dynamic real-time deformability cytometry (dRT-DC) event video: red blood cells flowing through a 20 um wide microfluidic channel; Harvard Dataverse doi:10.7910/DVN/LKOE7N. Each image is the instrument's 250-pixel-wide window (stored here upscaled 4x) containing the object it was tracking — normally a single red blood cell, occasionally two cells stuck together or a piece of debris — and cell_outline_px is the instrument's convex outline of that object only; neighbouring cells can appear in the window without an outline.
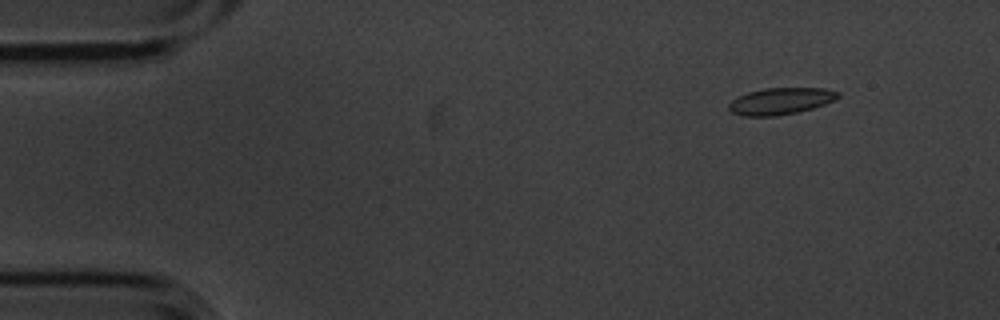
{"species": "common noctule bat (a hibernating species)", "species_latin": "Nyctalus noctula", "temperature_condition": "cold", "stored_images_in_passage": 5, "camera_frame_rate_fps": 3000, "um_per_image_px": 0.085, "animal": {"sex": "male", "body_mass_g": 20.1, "forearm_length_mm": 53.5}, "frame": {"image": 1, "passage_image": 2, "time_ms": 0.333, "image_size_px": [1000, 320], "cell_outline_px": [[840, 96], [836, 100], [812, 108], [796, 112], [776, 116], [744, 116], [732, 112], [728, 108], [728, 104], [732, 100], [748, 92], [764, 88], [824, 88], [840, 92]], "centroid_in_image_um": [66.37, 8.59], "position_along_channel_um": 18.6, "area_um2": 16.94}}
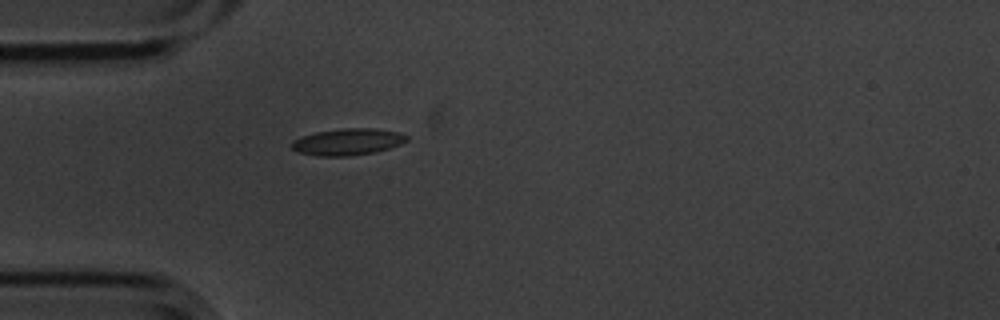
{"frame": {"image": 2, "passage_image": 5, "time_ms": 1.333, "image_size_px": [1000, 320], "cell_outline_px": [[408, 140], [400, 144], [376, 152], [348, 156], [316, 156], [296, 152], [292, 148], [292, 140], [316, 132], [344, 128], [376, 128], [400, 132], [408, 136]], "centroid_in_image_um": [29.56, 12.06], "position_along_channel_um": 55.4, "area_um2": 17.92}}